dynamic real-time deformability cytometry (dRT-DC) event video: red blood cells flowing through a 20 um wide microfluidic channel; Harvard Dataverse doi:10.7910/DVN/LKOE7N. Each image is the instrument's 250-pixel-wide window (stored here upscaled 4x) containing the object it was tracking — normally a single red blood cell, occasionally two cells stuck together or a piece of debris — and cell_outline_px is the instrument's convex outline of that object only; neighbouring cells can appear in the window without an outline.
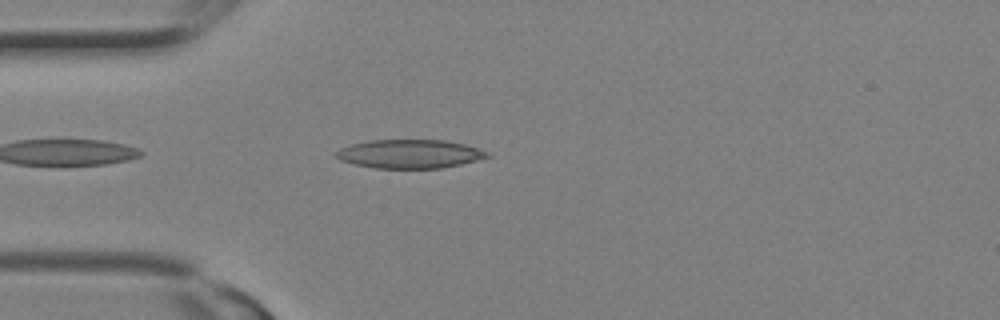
{"species": "Egyptian fruit bat (a non-hibernating species)", "species_latin": "Rousettus aegyptiacus", "temperature_condition": "room temperature", "stored_images_in_passage": 6, "camera_frame_rate_fps": 3000, "um_per_image_px": 0.085, "animal": {"sex": "female"}, "frame": {"image": 1, "passage_image": 2, "time_ms": 0.333, "image_size_px": [1000, 320], "cell_outline_px": [[492, 156], [460, 164], [440, 168], [376, 168], [356, 164], [340, 160], [336, 156], [336, 152], [340, 148], [352, 144], [368, 140], [444, 140], [464, 144], [492, 152]], "centroid_in_image_um": [34.86, 13.07], "position_along_channel_um": 50.1, "area_um2": 25.2}}
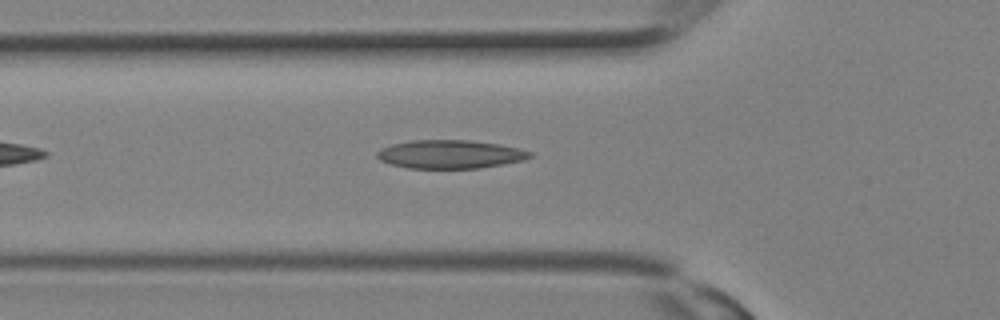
{"frame": {"image": 2, "passage_image": 4, "time_ms": 1.0, "image_size_px": [1000, 320], "cell_outline_px": [[532, 156], [524, 160], [504, 164], [480, 168], [408, 168], [392, 164], [380, 160], [376, 156], [376, 152], [380, 148], [392, 144], [412, 140], [468, 140], [500, 144], [520, 148], [532, 152]], "centroid_in_image_um": [38.27, 13.11], "position_along_channel_um": 87.5, "area_um2": 25.43}}
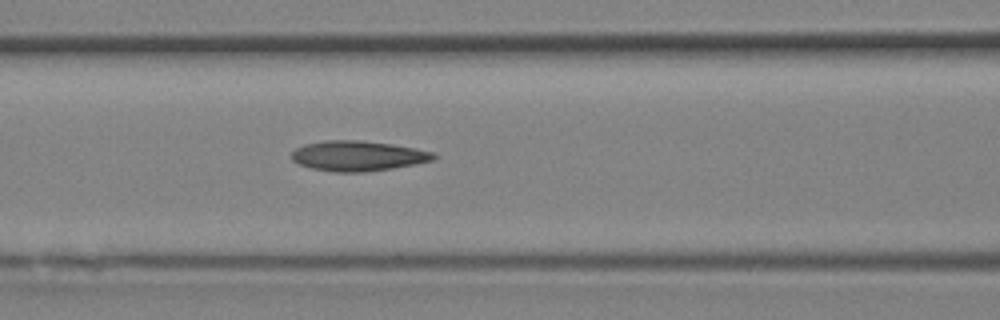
{"frame": {"image": 3, "passage_image": 6, "time_ms": 1.667, "image_size_px": [1000, 320], "cell_outline_px": [[440, 156], [432, 160], [416, 164], [392, 168], [364, 172], [336, 172], [312, 168], [300, 164], [292, 160], [292, 152], [296, 148], [304, 144], [324, 140], [360, 140], [392, 144], [416, 148], [436, 152]], "centroid_in_image_um": [30.47, 13.24], "position_along_channel_um": 136.1, "area_um2": 25.09}}